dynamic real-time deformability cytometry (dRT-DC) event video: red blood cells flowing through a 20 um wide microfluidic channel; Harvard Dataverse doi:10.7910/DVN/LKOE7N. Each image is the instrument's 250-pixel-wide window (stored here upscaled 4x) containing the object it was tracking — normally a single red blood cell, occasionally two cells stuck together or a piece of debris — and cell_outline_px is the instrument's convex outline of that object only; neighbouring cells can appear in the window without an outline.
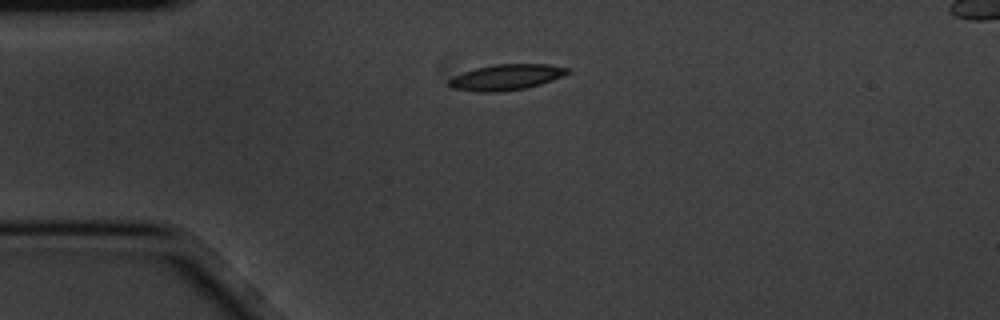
{"species": "common noctule bat (a hibernating species)", "species_latin": "Nyctalus noctula", "temperature_condition": "cold", "stored_images_in_passage": 4, "camera_frame_rate_fps": 3000, "um_per_image_px": 0.085, "animal": {"sex": "male", "body_mass_g": 20.1, "forearm_length_mm": 53.5}, "frame": {"image": 1, "passage_image": 1, "time_ms": 0.0, "image_size_px": [1000, 320], "cell_outline_px": [[572, 72], [552, 80], [540, 84], [524, 88], [500, 92], [480, 92], [452, 88], [448, 84], [448, 80], [452, 76], [476, 68], [492, 64], [548, 64], [572, 68]], "centroid_in_image_um": [43.05, 6.55], "position_along_channel_um": 41.9, "area_um2": 17.92}}
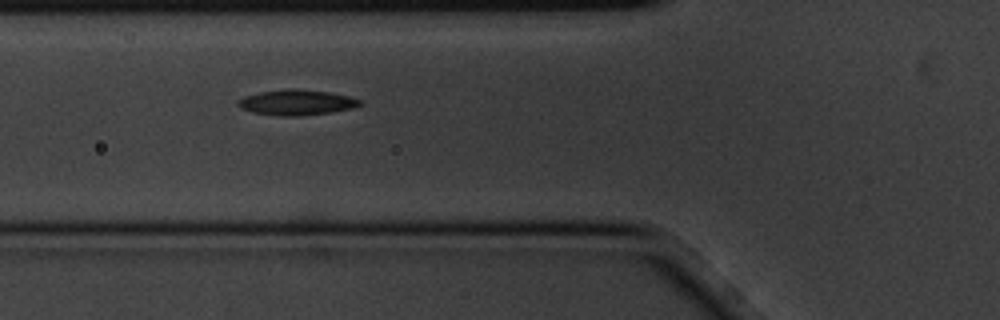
{"frame": {"image": 2, "passage_image": 3, "time_ms": 0.667, "image_size_px": [1000, 320], "cell_outline_px": [[360, 104], [352, 108], [328, 112], [296, 116], [280, 116], [252, 112], [240, 108], [236, 104], [236, 100], [244, 96], [260, 92], [284, 88], [296, 88], [328, 92], [348, 96], [360, 100]], "centroid_in_image_um": [25.12, 8.69], "position_along_channel_um": 100.7, "area_um2": 17.98}}
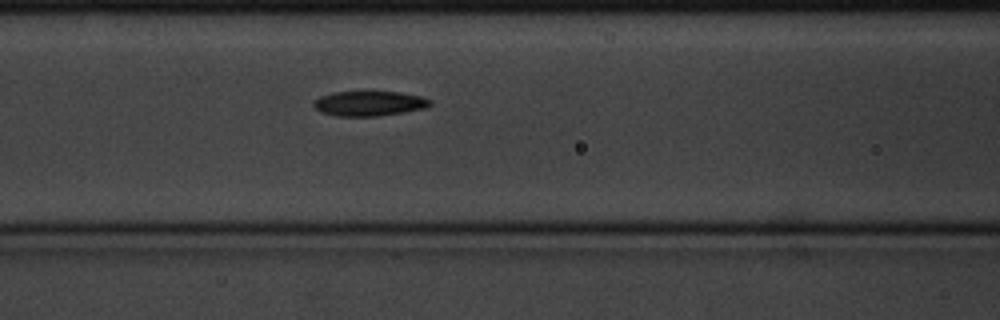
{"frame": {"image": 3, "passage_image": 4, "time_ms": 1.0, "image_size_px": [1000, 320], "cell_outline_px": [[432, 104], [424, 108], [404, 112], [376, 116], [336, 116], [320, 112], [312, 104], [320, 96], [332, 92], [364, 88], [368, 88], [400, 92], [420, 96], [432, 100]], "centroid_in_image_um": [31.36, 8.73], "position_along_channel_um": 135.2, "area_um2": 17.86}}